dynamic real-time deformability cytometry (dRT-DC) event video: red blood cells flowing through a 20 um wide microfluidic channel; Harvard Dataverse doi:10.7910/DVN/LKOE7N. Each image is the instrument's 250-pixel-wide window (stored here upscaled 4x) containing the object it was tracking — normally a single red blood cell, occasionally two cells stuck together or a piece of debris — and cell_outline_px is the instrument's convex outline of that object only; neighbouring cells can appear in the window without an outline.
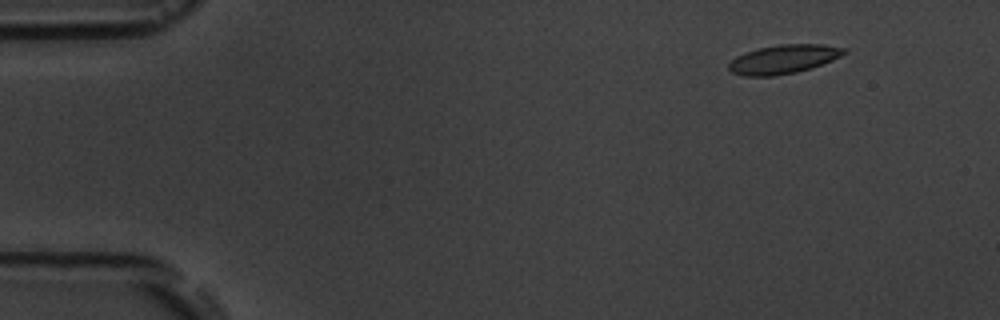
{"species": "common noctule bat (a hibernating species)", "species_latin": "Nyctalus noctula", "temperature_condition": "room temperature", "stored_images_in_passage": 6, "camera_frame_rate_fps": 3000, "um_per_image_px": 0.085, "animal": {"sex": "male", "body_mass_g": 19.5, "forearm_length_mm": 54.6}, "frame": {"image": 1, "passage_image": 2, "time_ms": 1.333, "image_size_px": [1000, 320], "cell_outline_px": [[848, 52], [832, 60], [812, 68], [796, 72], [772, 76], [744, 76], [732, 72], [728, 68], [728, 64], [736, 56], [744, 52], [760, 48], [780, 44], [824, 44], [848, 48]], "centroid_in_image_um": [66.63, 5.02], "position_along_channel_um": 18.4, "area_um2": 19.48}}
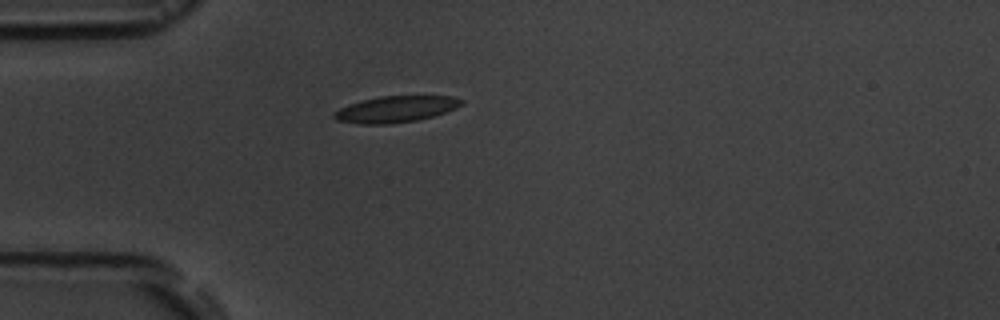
{"frame": {"image": 2, "passage_image": 5, "time_ms": 4.667, "image_size_px": [1000, 320], "cell_outline_px": [[464, 104], [456, 108], [432, 116], [416, 120], [388, 124], [360, 124], [336, 120], [332, 116], [332, 112], [348, 104], [360, 100], [380, 96], [452, 96], [464, 100]], "centroid_in_image_um": [33.6, 9.27], "position_along_channel_um": 51.4, "area_um2": 19.59}}